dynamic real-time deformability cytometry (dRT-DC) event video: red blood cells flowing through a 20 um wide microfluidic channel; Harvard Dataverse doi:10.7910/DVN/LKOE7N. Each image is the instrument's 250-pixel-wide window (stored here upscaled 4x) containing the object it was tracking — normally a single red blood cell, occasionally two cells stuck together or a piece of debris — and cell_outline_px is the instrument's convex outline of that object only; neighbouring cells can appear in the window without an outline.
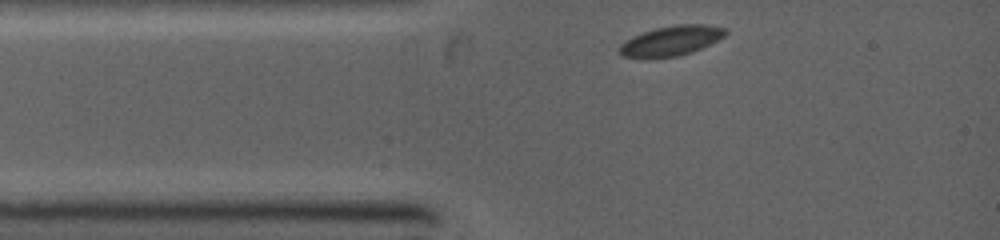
{"species": "common noctule bat (a hibernating species)", "species_latin": "Nyctalus noctula", "temperature_condition": "warm", "stored_images_in_passage": 2, "camera_frame_rate_fps": 5000, "um_per_image_px": 0.085, "animal": {"sex": "female", "body_mass_g": 19.0, "forearm_length_mm": 53.3}, "frame": {"image": 1, "passage_image": 1, "time_ms": 0.0, "image_size_px": [1000, 240], "cell_outline_px": [[728, 32], [724, 36], [692, 52], [680, 56], [648, 60], [620, 56], [620, 44], [624, 40], [632, 36], [656, 28], [676, 24], [704, 24], [724, 28]], "centroid_in_image_um": [56.97, 3.5], "position_along_channel_um": 28.0, "area_um2": 18.79}}
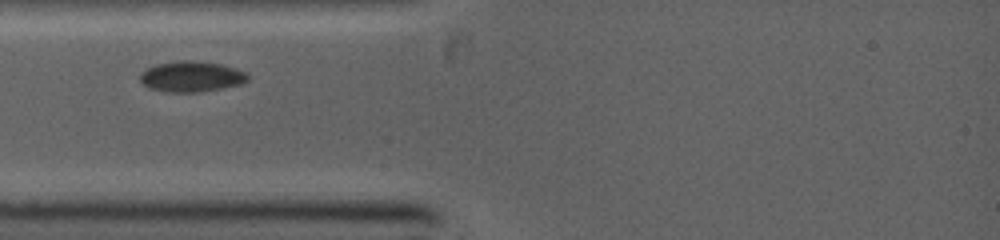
{"frame": {"image": 2, "passage_image": 2, "time_ms": 1.2, "image_size_px": [1000, 240], "cell_outline_px": [[248, 80], [240, 84], [220, 88], [196, 92], [168, 92], [148, 88], [140, 80], [140, 72], [156, 64], [180, 60], [188, 60], [220, 64], [248, 72]], "centroid_in_image_um": [16.25, 6.5], "position_along_channel_um": 68.8, "area_um2": 19.07}}